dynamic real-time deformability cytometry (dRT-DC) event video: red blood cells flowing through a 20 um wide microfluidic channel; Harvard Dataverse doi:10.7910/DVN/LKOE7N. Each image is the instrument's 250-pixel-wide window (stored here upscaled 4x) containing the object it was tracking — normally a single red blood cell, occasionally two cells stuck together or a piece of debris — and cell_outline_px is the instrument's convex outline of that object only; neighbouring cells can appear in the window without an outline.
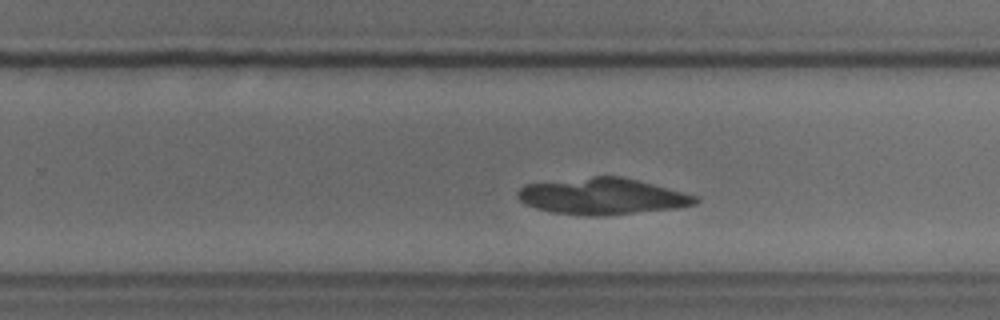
{"species": "common noctule bat (a hibernating species)", "species_latin": "Nyctalus noctula", "temperature_condition": "cold", "stored_images_in_passage": 30, "camera_frame_rate_fps": 3000, "um_per_image_px": 0.085, "animal": {"sex": "male", "body_mass_g": 18.8}, "frame": {"image": 1, "passage_image": 18, "time_ms": 5.667, "image_size_px": [1000, 320], "cell_outline_px": [[700, 200], [696, 204], [680, 208], [604, 216], [584, 216], [552, 212], [536, 208], [524, 204], [516, 196], [516, 192], [524, 184], [592, 176], [620, 176], [684, 192], [696, 196]], "centroid_in_image_um": [51.18, 16.7], "position_along_channel_um": 278.6, "area_um2": 37.92}}
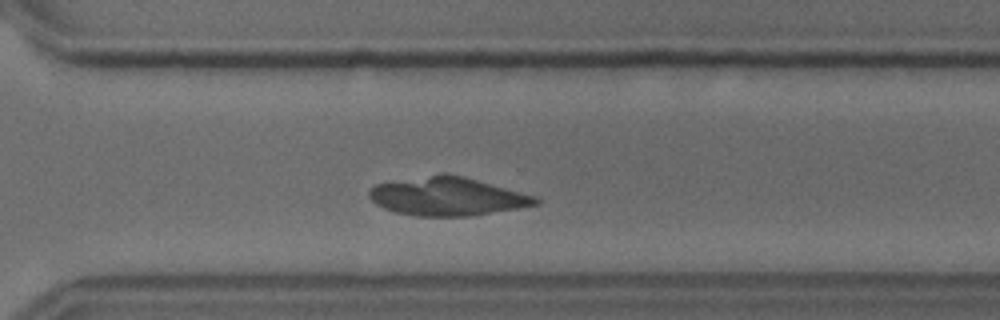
{"frame": {"image": 2, "passage_image": 22, "time_ms": 7.0, "image_size_px": [1000, 320], "cell_outline_px": [[540, 204], [520, 208], [472, 216], [416, 216], [396, 212], [384, 208], [376, 204], [368, 196], [368, 192], [376, 184], [440, 172], [444, 172], [464, 176], [536, 196], [540, 200]], "centroid_in_image_um": [38.04, 16.69], "position_along_channel_um": 332.6, "area_um2": 37.51}}